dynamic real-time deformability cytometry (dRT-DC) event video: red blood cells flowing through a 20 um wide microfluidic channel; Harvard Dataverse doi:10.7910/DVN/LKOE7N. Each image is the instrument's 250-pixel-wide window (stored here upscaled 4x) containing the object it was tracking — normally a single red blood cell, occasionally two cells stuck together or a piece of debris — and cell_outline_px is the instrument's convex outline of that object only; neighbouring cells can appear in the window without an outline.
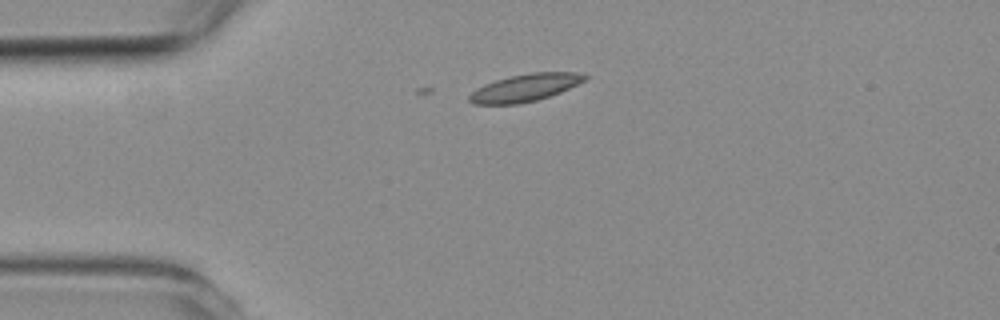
{"species": "common noctule bat (a hibernating species)", "species_latin": "Nyctalus noctula", "temperature_condition": "room temperature", "stored_images_in_passage": 7, "camera_frame_rate_fps": 3000, "um_per_image_px": 0.085, "animal": {"sex": "female", "body_mass_g": 19.3, "forearm_length_mm": 54.1}, "frame": {"image": 1, "passage_image": 1, "time_ms": 0.0, "image_size_px": [1000, 320], "cell_outline_px": [[588, 76], [584, 80], [560, 92], [536, 100], [520, 104], [476, 104], [468, 100], [468, 96], [476, 88], [484, 84], [508, 76], [528, 72], [576, 72]], "centroid_in_image_um": [44.58, 7.45], "position_along_channel_um": 40.4, "area_um2": 18.32}}
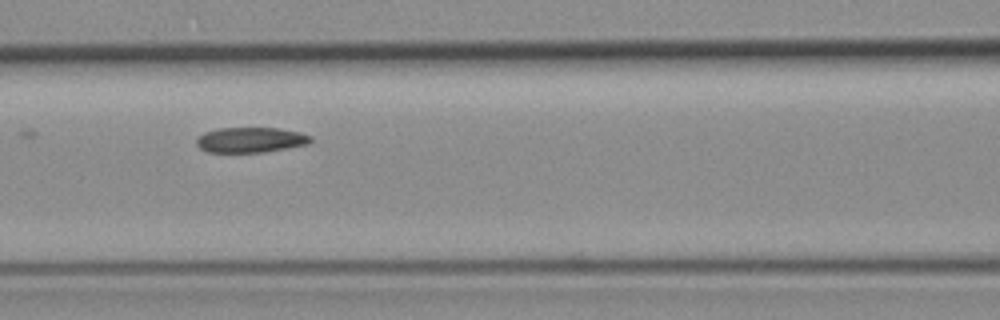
{"frame": {"image": 2, "passage_image": 4, "time_ms": 3.333, "image_size_px": [1000, 320], "cell_outline_px": [[312, 140], [308, 144], [288, 148], [264, 152], [208, 152], [200, 148], [196, 144], [196, 136], [204, 132], [220, 128], [276, 128], [300, 132], [312, 136]], "centroid_in_image_um": [21.29, 11.89], "position_along_channel_um": 145.3, "area_um2": 16.88}}
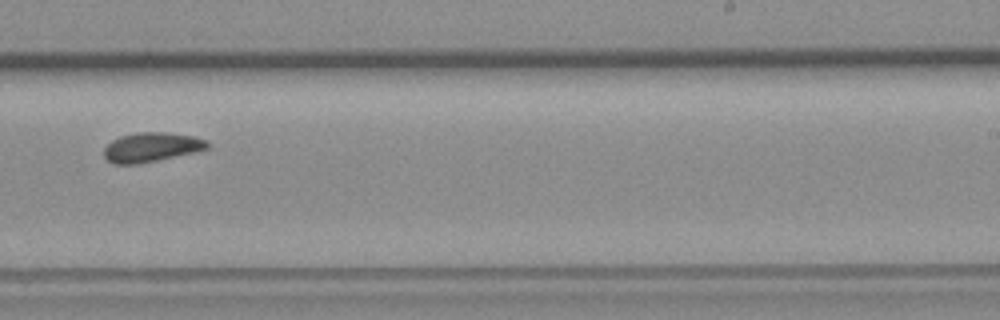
{"frame": {"image": 3, "passage_image": 7, "time_ms": 6.667, "image_size_px": [1000, 320], "cell_outline_px": [[208, 148], [196, 152], [136, 164], [112, 164], [104, 156], [104, 148], [112, 140], [120, 136], [136, 132], [164, 132], [192, 136], [208, 140]], "centroid_in_image_um": [12.85, 12.5], "position_along_channel_um": 276.1, "area_um2": 17.63}}